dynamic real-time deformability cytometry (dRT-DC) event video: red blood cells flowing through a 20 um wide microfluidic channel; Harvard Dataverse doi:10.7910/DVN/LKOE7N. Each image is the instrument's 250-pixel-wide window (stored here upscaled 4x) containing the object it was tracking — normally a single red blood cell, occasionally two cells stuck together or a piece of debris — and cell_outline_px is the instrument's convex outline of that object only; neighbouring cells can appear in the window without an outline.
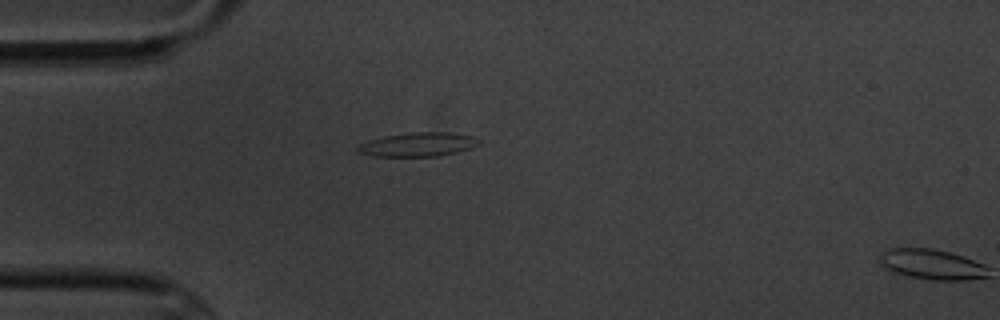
{"species": "common noctule bat (a hibernating species)", "species_latin": "Nyctalus noctula", "temperature_condition": "cold", "stored_images_in_passage": 2, "segment_of_instrument_passage": [1, 2], "camera_frame_rate_fps": 3000, "um_per_image_px": 0.085, "animal": {"sex": "male", "body_mass_g": 20.1, "forearm_length_mm": 53.5}, "frame": {"image": 1, "passage_image": 1, "time_ms": 0.0, "image_size_px": [1000, 320], "cell_outline_px": [[480, 144], [456, 152], [436, 156], [372, 156], [356, 152], [356, 148], [360, 144], [368, 140], [384, 136], [408, 132], [452, 132], [472, 136], [480, 140]], "centroid_in_image_um": [35.49, 12.27], "position_along_channel_um": 49.5, "area_um2": 16.94}}